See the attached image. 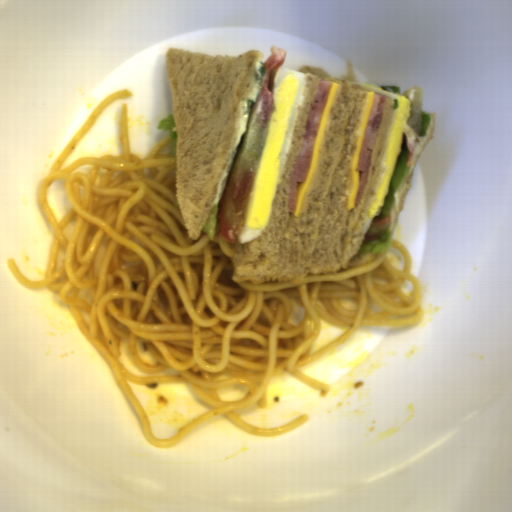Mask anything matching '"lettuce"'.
Wrapping results in <instances>:
<instances>
[{
  "label": "lettuce",
  "instance_id": "3",
  "mask_svg": "<svg viewBox=\"0 0 512 512\" xmlns=\"http://www.w3.org/2000/svg\"><path fill=\"white\" fill-rule=\"evenodd\" d=\"M218 213H219V205L217 203V205L213 206L212 208V211L203 227V230L202 232H205L207 237L209 238H215V227H216V222H217V218H218Z\"/></svg>",
  "mask_w": 512,
  "mask_h": 512
},
{
  "label": "lettuce",
  "instance_id": "1",
  "mask_svg": "<svg viewBox=\"0 0 512 512\" xmlns=\"http://www.w3.org/2000/svg\"><path fill=\"white\" fill-rule=\"evenodd\" d=\"M410 156L411 154L407 146L406 135L403 131L401 138V151L397 156L396 164L390 179L388 194L385 196L381 211L374 218L380 219L386 218L389 214L392 215L395 204V192L400 187L402 180L406 178L411 171V164L406 165Z\"/></svg>",
  "mask_w": 512,
  "mask_h": 512
},
{
  "label": "lettuce",
  "instance_id": "2",
  "mask_svg": "<svg viewBox=\"0 0 512 512\" xmlns=\"http://www.w3.org/2000/svg\"><path fill=\"white\" fill-rule=\"evenodd\" d=\"M389 224L384 230L383 234L374 240L364 241L356 255H363L366 253L385 254L389 251L392 241V233Z\"/></svg>",
  "mask_w": 512,
  "mask_h": 512
},
{
  "label": "lettuce",
  "instance_id": "4",
  "mask_svg": "<svg viewBox=\"0 0 512 512\" xmlns=\"http://www.w3.org/2000/svg\"><path fill=\"white\" fill-rule=\"evenodd\" d=\"M156 128H158L160 130H166V131L170 130L171 135L169 136V138L174 145L173 154L176 155L177 133L173 130V128H174L173 113L168 118H164V119L160 120V122Z\"/></svg>",
  "mask_w": 512,
  "mask_h": 512
},
{
  "label": "lettuce",
  "instance_id": "5",
  "mask_svg": "<svg viewBox=\"0 0 512 512\" xmlns=\"http://www.w3.org/2000/svg\"><path fill=\"white\" fill-rule=\"evenodd\" d=\"M430 117L428 113L422 112V125L419 137H425L427 135V127L429 126Z\"/></svg>",
  "mask_w": 512,
  "mask_h": 512
}]
</instances>
